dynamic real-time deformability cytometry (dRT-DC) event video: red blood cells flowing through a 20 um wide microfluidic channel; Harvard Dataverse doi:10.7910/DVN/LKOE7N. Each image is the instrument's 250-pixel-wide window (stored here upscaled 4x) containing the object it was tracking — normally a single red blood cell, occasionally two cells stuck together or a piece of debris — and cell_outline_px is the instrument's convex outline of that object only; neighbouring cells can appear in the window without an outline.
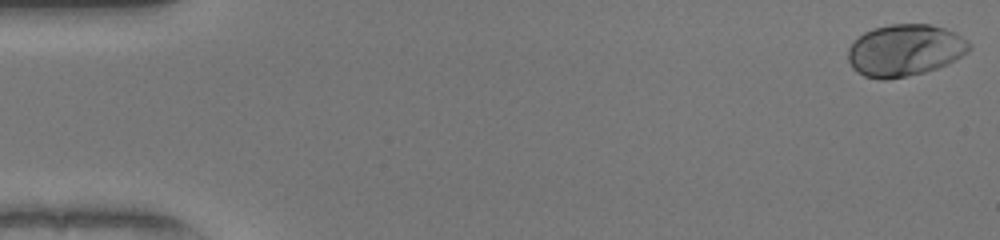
{"species": "human", "species_latin": "Homo sapiens", "temperature_condition": "warm", "stored_images_in_passage": 51, "camera_frame_rate_fps": 3000, "um_per_image_px": 0.085, "donor": {"sex": "female"}, "frame": {"image": 1, "passage_image": 1, "time_ms": 0.0, "image_size_px": [1000, 240], "cell_outline_px": [[972, 48], [968, 52], [948, 64], [924, 72], [908, 76], [884, 80], [864, 76], [856, 72], [852, 68], [848, 60], [848, 48], [864, 32], [872, 28], [888, 24], [928, 24], [944, 28], [956, 32], [968, 40], [972, 44]], "centroid_in_image_um": [76.93, 4.27], "position_along_channel_um": 8.1, "area_um2": 36.88}}
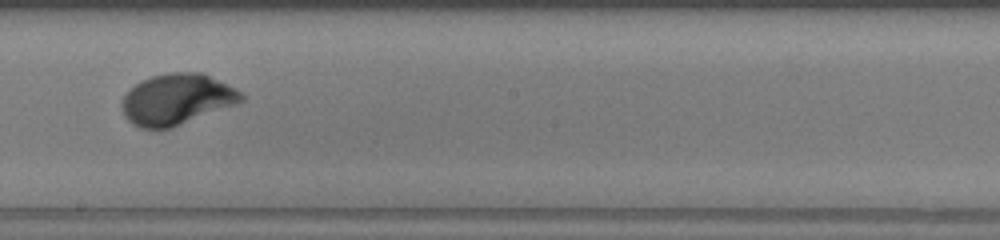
{"frame": {"image": 2, "passage_image": 29, "time_ms": 9.333, "image_size_px": [1000, 240], "cell_outline_px": [[244, 100], [236, 104], [172, 128], [140, 128], [132, 124], [124, 116], [120, 108], [120, 104], [124, 96], [140, 80], [152, 76], [168, 72], [204, 72], [236, 88], [244, 96]], "centroid_in_image_um": [15.02, 8.43], "position_along_channel_um": 233.2, "area_um2": 35.66}}
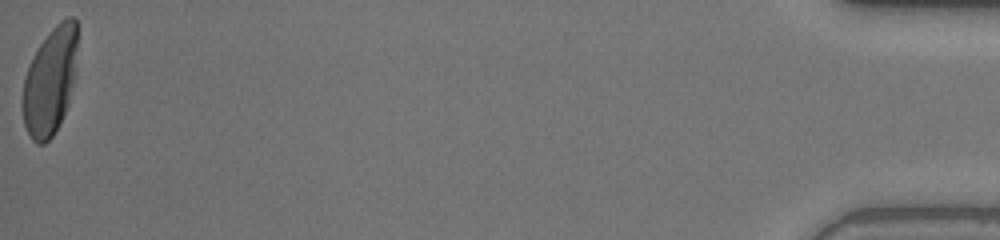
{"frame": {"image": 3, "passage_image": 51, "time_ms": 16.667, "image_size_px": [1000, 240], "cell_outline_px": [[76, 72], [68, 104], [60, 124], [52, 136], [44, 144], [36, 144], [32, 140], [24, 124], [24, 80], [28, 68], [40, 44], [48, 32], [60, 20], [68, 16], [72, 16], [76, 20]], "centroid_in_image_um": [4.29, 6.89], "position_along_channel_um": 430.9, "area_um2": 33.87}, "authors_computed_cell_mechanics": {"area_um2": 34.68, "velocity_mm_per_s": 4.0882, "shape_relaxation_time_tau1_ms": 2.1057, "shape_relaxation_time_tau2_ms": null, "deformation_change_tau1": 0.1486, "deformation_change_tau2": null}}